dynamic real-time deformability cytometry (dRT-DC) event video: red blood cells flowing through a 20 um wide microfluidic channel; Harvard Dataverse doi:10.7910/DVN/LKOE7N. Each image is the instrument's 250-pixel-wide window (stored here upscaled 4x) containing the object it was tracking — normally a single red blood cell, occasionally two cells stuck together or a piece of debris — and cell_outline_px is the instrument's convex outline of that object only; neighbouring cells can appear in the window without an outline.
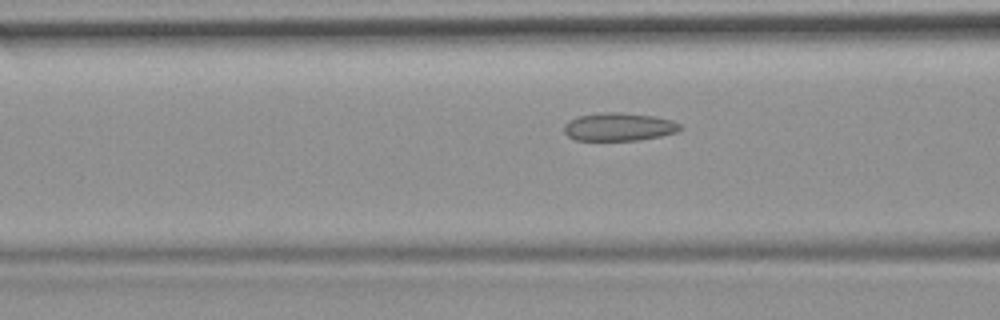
{"species": "common noctule bat (a hibernating species)", "species_latin": "Nyctalus noctula", "temperature_condition": "room temperature", "stored_images_in_passage": 54, "camera_frame_rate_fps": 3000, "um_per_image_px": 0.085, "animal": {"sex": "female", "body_mass_g": 19.9}, "frame": {"image": 1, "passage_image": 21, "time_ms": 6.667, "image_size_px": [1000, 320], "cell_outline_px": [[684, 128], [676, 132], [660, 136], [640, 140], [576, 140], [568, 136], [564, 132], [564, 124], [568, 120], [576, 116], [600, 112], [620, 112], [656, 116], [672, 120], [680, 124]], "centroid_in_image_um": [52.6, 10.77], "position_along_channel_um": 114.0, "area_um2": 19.25}}
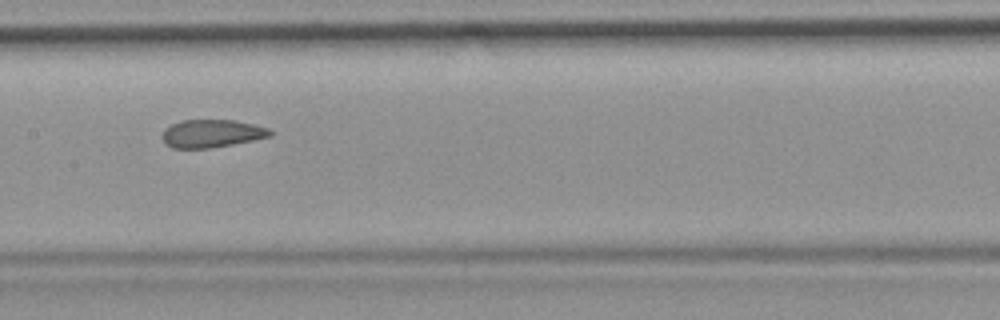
{"frame": {"image": 2, "passage_image": 27, "time_ms": 8.667, "image_size_px": [1000, 320], "cell_outline_px": [[272, 136], [212, 148], [172, 148], [164, 144], [164, 128], [180, 120], [236, 120], [268, 128], [272, 132]], "centroid_in_image_um": [17.99, 11.35], "position_along_channel_um": 189.4, "area_um2": 17.46}}
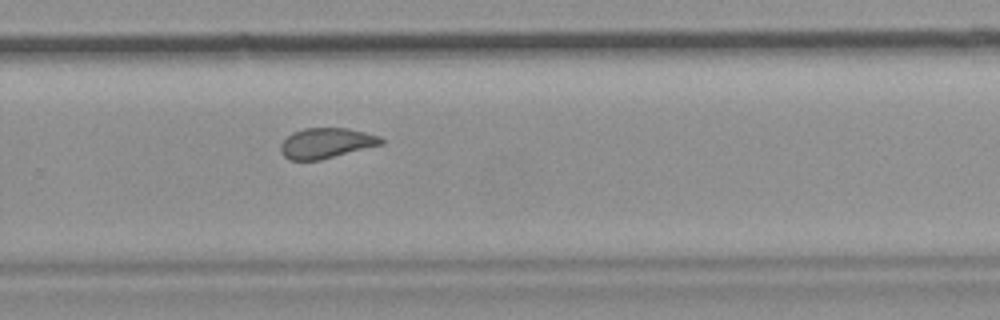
{"frame": {"image": 3, "passage_image": 36, "time_ms": 11.667, "image_size_px": [1000, 320], "cell_outline_px": [[384, 144], [320, 160], [288, 160], [280, 152], [280, 144], [292, 132], [304, 128], [348, 128], [380, 136], [384, 140]], "centroid_in_image_um": [27.73, 12.17], "position_along_channel_um": 302.1, "area_um2": 17.86}, "authors_computed_cell_mechanics": {"area_um2": 19.2185, "velocity_mm_per_s": 3.773, "shape_relaxation_time_tau1_ms": null, "shape_relaxation_time_tau2_ms": 1.4349, "deformation_change_tau1": null, "deformation_change_tau2": 0.0775}}